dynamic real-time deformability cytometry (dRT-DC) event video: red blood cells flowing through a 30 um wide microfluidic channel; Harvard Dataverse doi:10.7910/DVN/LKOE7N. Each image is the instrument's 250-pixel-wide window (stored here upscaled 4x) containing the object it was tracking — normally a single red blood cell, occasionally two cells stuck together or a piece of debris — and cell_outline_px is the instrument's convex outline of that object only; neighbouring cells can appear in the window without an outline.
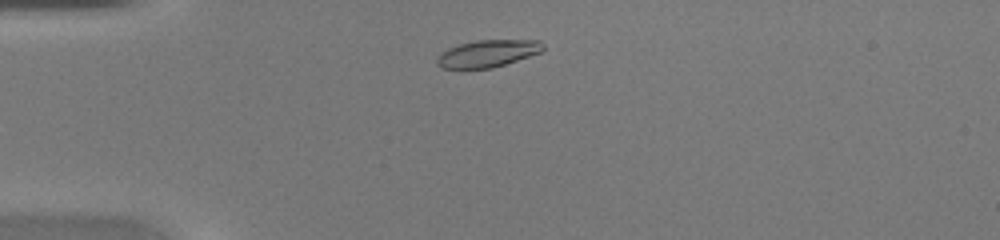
{"species": "common noctule bat (a hibernating species)", "species_latin": "Nyctalus noctula", "temperature_condition": "warm", "stored_images_in_passage": 37, "camera_frame_rate_fps": 3000, "um_per_image_px": 0.085, "animal": {"sex": "female", "body_mass_g": 20.0, "forearm_length_mm": 54.0}, "frame": {"image": 1, "passage_image": 4, "time_ms": 1.0, "image_size_px": [1000, 240], "cell_outline_px": [[544, 48], [540, 52], [492, 68], [440, 68], [436, 64], [436, 56], [440, 52], [448, 48], [460, 44], [476, 40], [540, 40], [544, 44]], "centroid_in_image_um": [41.4, 4.54], "position_along_channel_um": 43.6, "area_um2": 16.7}}
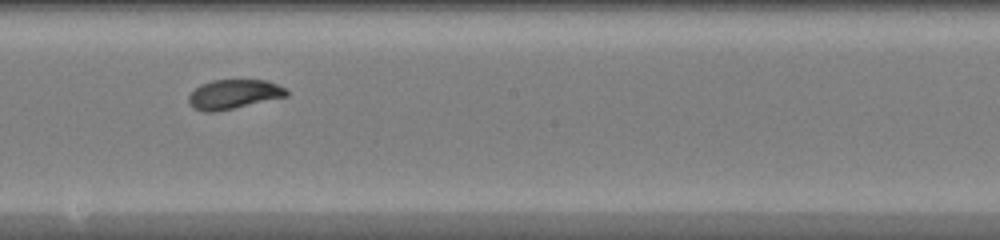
{"frame": {"image": 2, "passage_image": 18, "time_ms": 5.667, "image_size_px": [1000, 240], "cell_outline_px": [[288, 96], [216, 112], [204, 112], [192, 108], [188, 104], [188, 96], [200, 84], [212, 80], [264, 80], [276, 84], [284, 88], [288, 92]], "centroid_in_image_um": [19.81, 8.02], "position_along_channel_um": 228.4, "area_um2": 16.76}}
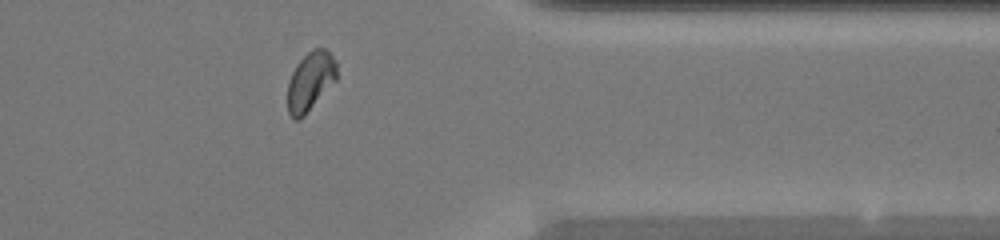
{"frame": {"image": 3, "passage_image": 29, "time_ms": 9.333, "image_size_px": [1000, 240], "cell_outline_px": [[336, 80], [304, 116], [300, 120], [296, 120], [288, 112], [288, 80], [296, 64], [312, 48], [324, 48], [336, 60]], "centroid_in_image_um": [26.37, 6.9], "position_along_channel_um": 385.0, "area_um2": 16.76}}